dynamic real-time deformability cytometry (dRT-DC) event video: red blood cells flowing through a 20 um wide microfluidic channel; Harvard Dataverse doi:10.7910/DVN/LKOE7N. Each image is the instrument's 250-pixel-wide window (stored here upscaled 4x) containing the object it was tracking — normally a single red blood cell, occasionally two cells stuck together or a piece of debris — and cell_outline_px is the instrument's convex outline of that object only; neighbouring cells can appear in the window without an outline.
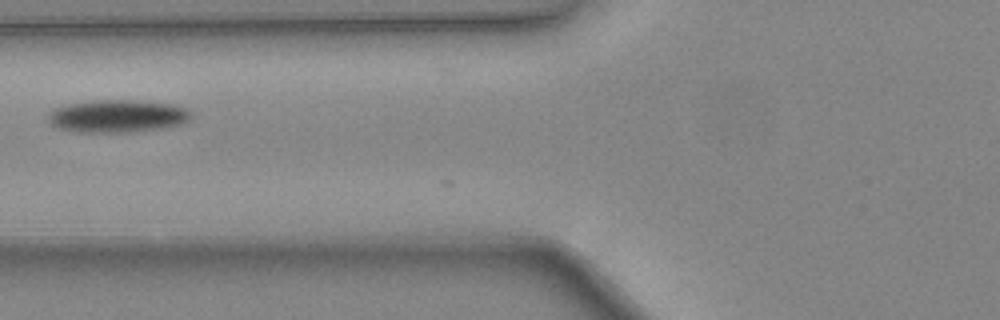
{"species": "common noctule bat (a hibernating species)", "species_latin": "Nyctalus noctula", "temperature_condition": "warm", "stored_images_in_passage": 4, "camera_frame_rate_fps": 3000, "um_per_image_px": 0.085, "animal": {"sex": "female", "body_mass_g": 24.6, "forearm_length_mm": 56.2}, "frame": {"image": 1, "passage_image": 2, "time_ms": 0.333, "image_size_px": [1000, 320], "cell_outline_px": [[192, 116], [184, 124], [164, 128], [132, 132], [76, 132], [56, 128], [48, 120], [48, 112], [56, 108], [68, 104], [92, 100], [136, 100], [172, 104], [184, 108], [192, 112]], "centroid_in_image_um": [9.99, 9.87], "position_along_channel_um": 115.8, "area_um2": 27.46}}